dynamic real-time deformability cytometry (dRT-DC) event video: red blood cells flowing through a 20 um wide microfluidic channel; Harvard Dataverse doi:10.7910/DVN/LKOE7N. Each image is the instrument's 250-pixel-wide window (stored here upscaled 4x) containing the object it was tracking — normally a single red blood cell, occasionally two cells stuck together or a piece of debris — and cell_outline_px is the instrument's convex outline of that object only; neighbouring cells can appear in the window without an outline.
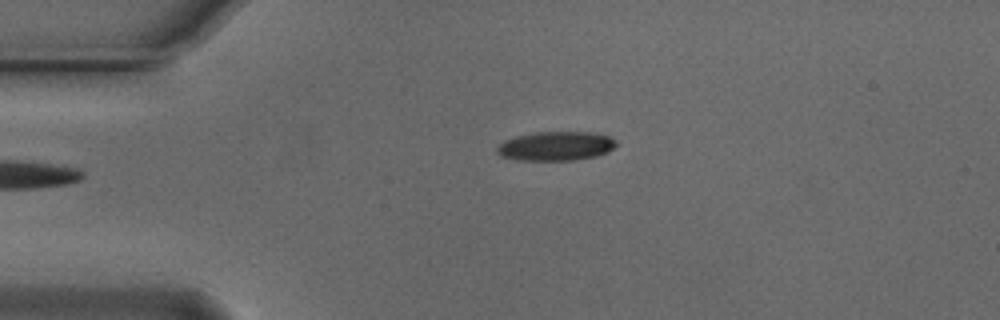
{"species": "Egyptian fruit bat (a non-hibernating species)", "species_latin": "Rousettus aegyptiacus", "temperature_condition": "cold", "stored_images_in_passage": 37, "camera_frame_rate_fps": 3000, "um_per_image_px": 0.085, "animal": {"sex": "male"}, "frame": {"image": 1, "passage_image": 1, "time_ms": 0.0, "image_size_px": [1000, 320], "cell_outline_px": [[616, 144], [608, 152], [596, 156], [572, 160], [520, 160], [500, 156], [496, 152], [496, 148], [504, 140], [516, 136], [536, 132], [592, 132], [608, 136], [616, 140]], "centroid_in_image_um": [47.23, 12.41], "position_along_channel_um": 37.8, "area_um2": 20.17}}
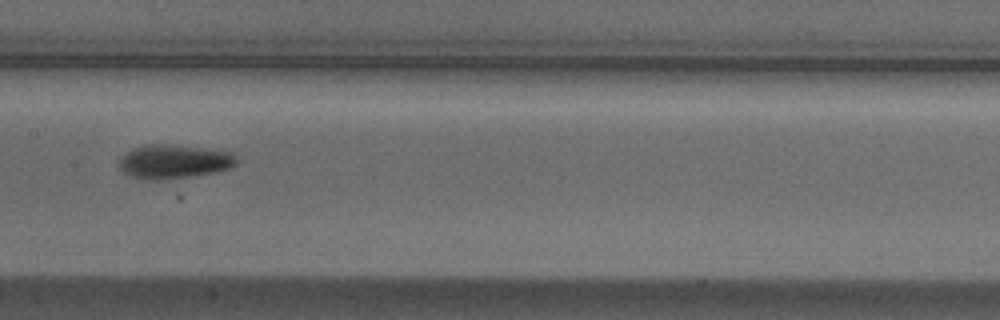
{"frame": {"image": 2, "passage_image": 16, "time_ms": 5.0, "image_size_px": [1000, 320], "cell_outline_px": [[236, 164], [228, 168], [196, 176], [156, 180], [148, 180], [132, 176], [120, 172], [116, 168], [120, 156], [124, 152], [132, 148], [148, 144], [168, 144], [232, 152], [236, 156]], "centroid_in_image_um": [14.68, 13.73], "position_along_channel_um": 192.7, "area_um2": 23.41}}
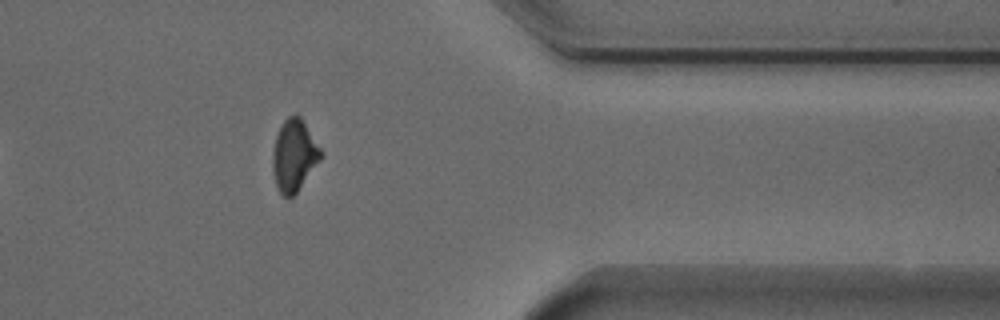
{"frame": {"image": 3, "passage_image": 33, "time_ms": 10.667, "image_size_px": [1000, 320], "cell_outline_px": [[324, 156], [296, 192], [288, 200], [280, 192], [276, 184], [272, 168], [272, 156], [276, 136], [284, 120], [288, 116], [296, 112], [300, 116], [324, 152]], "centroid_in_image_um": [25.02, 13.19], "position_along_channel_um": 386.4, "area_um2": 20.23}, "authors_computed_cell_mechanics": {"area_um2": 21.675, "velocity_mm_per_s": 3.7333, "shape_relaxation_time_tau1_ms": 2.1461, "shape_relaxation_time_tau2_ms": null, "deformation_change_tau1": 0.136, "deformation_change_tau2": null}}